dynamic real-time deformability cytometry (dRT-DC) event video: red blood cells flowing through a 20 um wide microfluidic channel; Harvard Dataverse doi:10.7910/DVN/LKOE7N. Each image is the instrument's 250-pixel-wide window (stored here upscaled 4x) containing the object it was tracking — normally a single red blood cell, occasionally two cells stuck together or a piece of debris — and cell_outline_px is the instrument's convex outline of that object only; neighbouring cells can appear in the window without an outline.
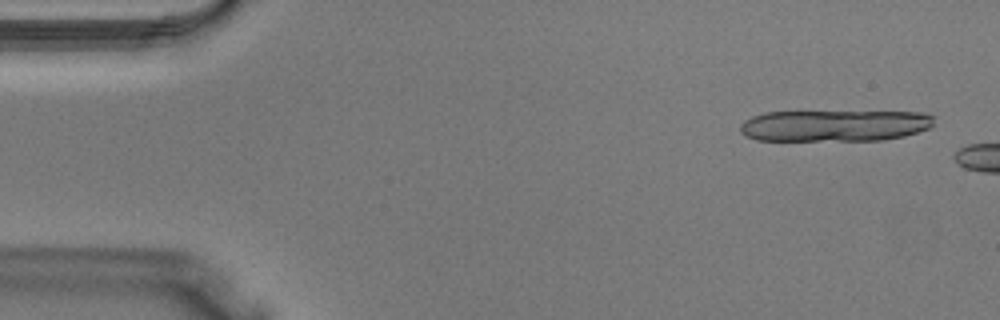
{"species": "Egyptian fruit bat (a non-hibernating species)", "species_latin": "Rousettus aegyptiacus", "temperature_condition": "warm", "stored_images_in_passage": 5, "camera_frame_rate_fps": 3000, "um_per_image_px": 0.085, "animal": {"sex": "male"}, "frame": {"image": 1, "passage_image": 2, "time_ms": 0.333, "image_size_px": [1000, 320], "cell_outline_px": [[936, 116], [932, 124], [928, 128], [904, 136], [884, 140], [756, 140], [740, 132], [740, 124], [744, 120], [752, 116], [764, 112], [924, 112]], "centroid_in_image_um": [70.94, 10.67], "position_along_channel_um": 14.1, "area_um2": 35.55}}